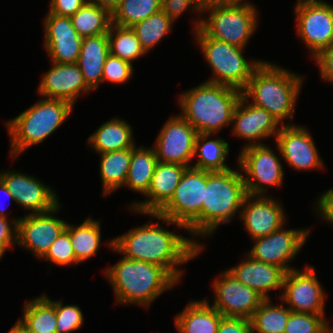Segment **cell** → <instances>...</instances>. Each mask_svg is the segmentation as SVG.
Instances as JSON below:
<instances>
[{
	"label": "cell",
	"mask_w": 333,
	"mask_h": 333,
	"mask_svg": "<svg viewBox=\"0 0 333 333\" xmlns=\"http://www.w3.org/2000/svg\"><path fill=\"white\" fill-rule=\"evenodd\" d=\"M107 244L126 259L163 267L177 282L183 274L180 266L204 249L197 239H188L152 221L114 237Z\"/></svg>",
	"instance_id": "1"
},
{
	"label": "cell",
	"mask_w": 333,
	"mask_h": 333,
	"mask_svg": "<svg viewBox=\"0 0 333 333\" xmlns=\"http://www.w3.org/2000/svg\"><path fill=\"white\" fill-rule=\"evenodd\" d=\"M304 79V75L299 76L284 67L263 61L254 70L242 95L251 98V104L265 109L282 126L292 125L283 122L294 117Z\"/></svg>",
	"instance_id": "2"
},
{
	"label": "cell",
	"mask_w": 333,
	"mask_h": 333,
	"mask_svg": "<svg viewBox=\"0 0 333 333\" xmlns=\"http://www.w3.org/2000/svg\"><path fill=\"white\" fill-rule=\"evenodd\" d=\"M104 275L118 304H138L144 308L178 283L159 265L124 257L109 266Z\"/></svg>",
	"instance_id": "3"
},
{
	"label": "cell",
	"mask_w": 333,
	"mask_h": 333,
	"mask_svg": "<svg viewBox=\"0 0 333 333\" xmlns=\"http://www.w3.org/2000/svg\"><path fill=\"white\" fill-rule=\"evenodd\" d=\"M179 97L180 115L198 133L214 135L232 124L233 112L242 91L205 81Z\"/></svg>",
	"instance_id": "4"
},
{
	"label": "cell",
	"mask_w": 333,
	"mask_h": 333,
	"mask_svg": "<svg viewBox=\"0 0 333 333\" xmlns=\"http://www.w3.org/2000/svg\"><path fill=\"white\" fill-rule=\"evenodd\" d=\"M73 108L68 101L44 98L6 121L11 138V159L48 138L69 118Z\"/></svg>",
	"instance_id": "5"
},
{
	"label": "cell",
	"mask_w": 333,
	"mask_h": 333,
	"mask_svg": "<svg viewBox=\"0 0 333 333\" xmlns=\"http://www.w3.org/2000/svg\"><path fill=\"white\" fill-rule=\"evenodd\" d=\"M206 171L202 203V237L212 236L219 225L229 223L242 209L248 195L241 170Z\"/></svg>",
	"instance_id": "6"
},
{
	"label": "cell",
	"mask_w": 333,
	"mask_h": 333,
	"mask_svg": "<svg viewBox=\"0 0 333 333\" xmlns=\"http://www.w3.org/2000/svg\"><path fill=\"white\" fill-rule=\"evenodd\" d=\"M206 187V170L188 167L175 189L173 197L158 213L145 215L175 225L192 234L202 236V203Z\"/></svg>",
	"instance_id": "7"
},
{
	"label": "cell",
	"mask_w": 333,
	"mask_h": 333,
	"mask_svg": "<svg viewBox=\"0 0 333 333\" xmlns=\"http://www.w3.org/2000/svg\"><path fill=\"white\" fill-rule=\"evenodd\" d=\"M196 43L202 51L213 76L206 82L229 86L243 91L252 77L254 70L262 60H246L242 55L245 48L230 45L211 38L200 28L195 31Z\"/></svg>",
	"instance_id": "8"
},
{
	"label": "cell",
	"mask_w": 333,
	"mask_h": 333,
	"mask_svg": "<svg viewBox=\"0 0 333 333\" xmlns=\"http://www.w3.org/2000/svg\"><path fill=\"white\" fill-rule=\"evenodd\" d=\"M208 18L194 20V31L200 28L206 35L230 45L245 48L257 30L258 11L248 1L245 4L208 7Z\"/></svg>",
	"instance_id": "9"
},
{
	"label": "cell",
	"mask_w": 333,
	"mask_h": 333,
	"mask_svg": "<svg viewBox=\"0 0 333 333\" xmlns=\"http://www.w3.org/2000/svg\"><path fill=\"white\" fill-rule=\"evenodd\" d=\"M237 162L248 195L265 196L269 186L279 188L284 182L281 160L268 145L243 147Z\"/></svg>",
	"instance_id": "10"
},
{
	"label": "cell",
	"mask_w": 333,
	"mask_h": 333,
	"mask_svg": "<svg viewBox=\"0 0 333 333\" xmlns=\"http://www.w3.org/2000/svg\"><path fill=\"white\" fill-rule=\"evenodd\" d=\"M294 7L298 36L314 59L333 45V5L323 0H298Z\"/></svg>",
	"instance_id": "11"
},
{
	"label": "cell",
	"mask_w": 333,
	"mask_h": 333,
	"mask_svg": "<svg viewBox=\"0 0 333 333\" xmlns=\"http://www.w3.org/2000/svg\"><path fill=\"white\" fill-rule=\"evenodd\" d=\"M282 288L279 298L292 312L325 315L326 294L313 266L306 265L303 271L295 268L285 273Z\"/></svg>",
	"instance_id": "12"
},
{
	"label": "cell",
	"mask_w": 333,
	"mask_h": 333,
	"mask_svg": "<svg viewBox=\"0 0 333 333\" xmlns=\"http://www.w3.org/2000/svg\"><path fill=\"white\" fill-rule=\"evenodd\" d=\"M214 301L211 306L224 317L251 320L255 311L266 300L258 292L239 282L227 270L213 281Z\"/></svg>",
	"instance_id": "13"
},
{
	"label": "cell",
	"mask_w": 333,
	"mask_h": 333,
	"mask_svg": "<svg viewBox=\"0 0 333 333\" xmlns=\"http://www.w3.org/2000/svg\"><path fill=\"white\" fill-rule=\"evenodd\" d=\"M310 229H290L283 227L273 233L253 240L254 245L247 253L254 260L281 268L285 273L295 269L289 262L298 255L306 243Z\"/></svg>",
	"instance_id": "14"
},
{
	"label": "cell",
	"mask_w": 333,
	"mask_h": 333,
	"mask_svg": "<svg viewBox=\"0 0 333 333\" xmlns=\"http://www.w3.org/2000/svg\"><path fill=\"white\" fill-rule=\"evenodd\" d=\"M198 132L181 115H174L163 125L155 140L159 162L191 167Z\"/></svg>",
	"instance_id": "15"
},
{
	"label": "cell",
	"mask_w": 333,
	"mask_h": 333,
	"mask_svg": "<svg viewBox=\"0 0 333 333\" xmlns=\"http://www.w3.org/2000/svg\"><path fill=\"white\" fill-rule=\"evenodd\" d=\"M61 208L37 214H27L18 221L17 245L41 259L52 243L66 229L67 222L53 215Z\"/></svg>",
	"instance_id": "16"
},
{
	"label": "cell",
	"mask_w": 333,
	"mask_h": 333,
	"mask_svg": "<svg viewBox=\"0 0 333 333\" xmlns=\"http://www.w3.org/2000/svg\"><path fill=\"white\" fill-rule=\"evenodd\" d=\"M275 141L279 154L293 170L323 169L324 163L316 144L304 126L281 125Z\"/></svg>",
	"instance_id": "17"
},
{
	"label": "cell",
	"mask_w": 333,
	"mask_h": 333,
	"mask_svg": "<svg viewBox=\"0 0 333 333\" xmlns=\"http://www.w3.org/2000/svg\"><path fill=\"white\" fill-rule=\"evenodd\" d=\"M0 179L14 197V202L29 214L45 213L59 205V198L50 186L22 172L0 171Z\"/></svg>",
	"instance_id": "18"
},
{
	"label": "cell",
	"mask_w": 333,
	"mask_h": 333,
	"mask_svg": "<svg viewBox=\"0 0 333 333\" xmlns=\"http://www.w3.org/2000/svg\"><path fill=\"white\" fill-rule=\"evenodd\" d=\"M280 203L269 195L245 197L239 215L245 230L253 240L265 237L283 227L287 218Z\"/></svg>",
	"instance_id": "19"
},
{
	"label": "cell",
	"mask_w": 333,
	"mask_h": 333,
	"mask_svg": "<svg viewBox=\"0 0 333 333\" xmlns=\"http://www.w3.org/2000/svg\"><path fill=\"white\" fill-rule=\"evenodd\" d=\"M44 48L52 63H77L83 38L76 32L70 17L46 13Z\"/></svg>",
	"instance_id": "20"
},
{
	"label": "cell",
	"mask_w": 333,
	"mask_h": 333,
	"mask_svg": "<svg viewBox=\"0 0 333 333\" xmlns=\"http://www.w3.org/2000/svg\"><path fill=\"white\" fill-rule=\"evenodd\" d=\"M232 123V135L249 141L244 147L262 145L259 140L276 137L281 128L269 112L249 103L243 95L234 109Z\"/></svg>",
	"instance_id": "21"
},
{
	"label": "cell",
	"mask_w": 333,
	"mask_h": 333,
	"mask_svg": "<svg viewBox=\"0 0 333 333\" xmlns=\"http://www.w3.org/2000/svg\"><path fill=\"white\" fill-rule=\"evenodd\" d=\"M38 86V94L44 98L61 99L73 106L83 93L92 90L86 85L83 74L77 63H52Z\"/></svg>",
	"instance_id": "22"
},
{
	"label": "cell",
	"mask_w": 333,
	"mask_h": 333,
	"mask_svg": "<svg viewBox=\"0 0 333 333\" xmlns=\"http://www.w3.org/2000/svg\"><path fill=\"white\" fill-rule=\"evenodd\" d=\"M188 167L176 163L156 164L148 191L144 201H133L130 203L129 211L132 209L136 213H158L173 197L174 192L184 171Z\"/></svg>",
	"instance_id": "23"
},
{
	"label": "cell",
	"mask_w": 333,
	"mask_h": 333,
	"mask_svg": "<svg viewBox=\"0 0 333 333\" xmlns=\"http://www.w3.org/2000/svg\"><path fill=\"white\" fill-rule=\"evenodd\" d=\"M227 271L266 300L271 299L270 291L279 289L282 292L285 272L277 266L256 261L248 254L241 263L228 268Z\"/></svg>",
	"instance_id": "24"
},
{
	"label": "cell",
	"mask_w": 333,
	"mask_h": 333,
	"mask_svg": "<svg viewBox=\"0 0 333 333\" xmlns=\"http://www.w3.org/2000/svg\"><path fill=\"white\" fill-rule=\"evenodd\" d=\"M109 54L107 34L83 38L77 65L91 90L97 89L102 83L103 67Z\"/></svg>",
	"instance_id": "25"
},
{
	"label": "cell",
	"mask_w": 333,
	"mask_h": 333,
	"mask_svg": "<svg viewBox=\"0 0 333 333\" xmlns=\"http://www.w3.org/2000/svg\"><path fill=\"white\" fill-rule=\"evenodd\" d=\"M223 317L207 299L192 300L175 316V327L178 333H217Z\"/></svg>",
	"instance_id": "26"
},
{
	"label": "cell",
	"mask_w": 333,
	"mask_h": 333,
	"mask_svg": "<svg viewBox=\"0 0 333 333\" xmlns=\"http://www.w3.org/2000/svg\"><path fill=\"white\" fill-rule=\"evenodd\" d=\"M90 148L99 154L133 148V130L126 120L114 117L104 122L88 138Z\"/></svg>",
	"instance_id": "27"
},
{
	"label": "cell",
	"mask_w": 333,
	"mask_h": 333,
	"mask_svg": "<svg viewBox=\"0 0 333 333\" xmlns=\"http://www.w3.org/2000/svg\"><path fill=\"white\" fill-rule=\"evenodd\" d=\"M18 321L28 333H57L56 300L44 294L27 301Z\"/></svg>",
	"instance_id": "28"
},
{
	"label": "cell",
	"mask_w": 333,
	"mask_h": 333,
	"mask_svg": "<svg viewBox=\"0 0 333 333\" xmlns=\"http://www.w3.org/2000/svg\"><path fill=\"white\" fill-rule=\"evenodd\" d=\"M212 134L198 133L195 148L194 157H196L195 163L191 167L206 170L210 172L214 171H226L231 169L225 161L229 154V144L223 138L208 139Z\"/></svg>",
	"instance_id": "29"
},
{
	"label": "cell",
	"mask_w": 333,
	"mask_h": 333,
	"mask_svg": "<svg viewBox=\"0 0 333 333\" xmlns=\"http://www.w3.org/2000/svg\"><path fill=\"white\" fill-rule=\"evenodd\" d=\"M99 155L101 157L99 171L103 186L102 191L103 195L107 196L125 185L132 157V148L105 152Z\"/></svg>",
	"instance_id": "30"
},
{
	"label": "cell",
	"mask_w": 333,
	"mask_h": 333,
	"mask_svg": "<svg viewBox=\"0 0 333 333\" xmlns=\"http://www.w3.org/2000/svg\"><path fill=\"white\" fill-rule=\"evenodd\" d=\"M157 163L154 147L146 148L135 145L132 148V157L124 186L144 195L148 191Z\"/></svg>",
	"instance_id": "31"
},
{
	"label": "cell",
	"mask_w": 333,
	"mask_h": 333,
	"mask_svg": "<svg viewBox=\"0 0 333 333\" xmlns=\"http://www.w3.org/2000/svg\"><path fill=\"white\" fill-rule=\"evenodd\" d=\"M65 230L69 233L71 246L79 263L97 254L101 245L99 220L88 217L79 226L67 223Z\"/></svg>",
	"instance_id": "32"
},
{
	"label": "cell",
	"mask_w": 333,
	"mask_h": 333,
	"mask_svg": "<svg viewBox=\"0 0 333 333\" xmlns=\"http://www.w3.org/2000/svg\"><path fill=\"white\" fill-rule=\"evenodd\" d=\"M70 18L81 38L107 34L112 24L111 12L90 2H86Z\"/></svg>",
	"instance_id": "33"
},
{
	"label": "cell",
	"mask_w": 333,
	"mask_h": 333,
	"mask_svg": "<svg viewBox=\"0 0 333 333\" xmlns=\"http://www.w3.org/2000/svg\"><path fill=\"white\" fill-rule=\"evenodd\" d=\"M282 303L279 306L265 300L251 318L252 333H284L292 311Z\"/></svg>",
	"instance_id": "34"
},
{
	"label": "cell",
	"mask_w": 333,
	"mask_h": 333,
	"mask_svg": "<svg viewBox=\"0 0 333 333\" xmlns=\"http://www.w3.org/2000/svg\"><path fill=\"white\" fill-rule=\"evenodd\" d=\"M162 10V0H121L112 14V24L133 27L148 16Z\"/></svg>",
	"instance_id": "35"
},
{
	"label": "cell",
	"mask_w": 333,
	"mask_h": 333,
	"mask_svg": "<svg viewBox=\"0 0 333 333\" xmlns=\"http://www.w3.org/2000/svg\"><path fill=\"white\" fill-rule=\"evenodd\" d=\"M110 54L132 64V61L146 55L140 41L131 27L111 24L107 33Z\"/></svg>",
	"instance_id": "36"
},
{
	"label": "cell",
	"mask_w": 333,
	"mask_h": 333,
	"mask_svg": "<svg viewBox=\"0 0 333 333\" xmlns=\"http://www.w3.org/2000/svg\"><path fill=\"white\" fill-rule=\"evenodd\" d=\"M173 21L161 10L131 27L146 53L150 52L172 29Z\"/></svg>",
	"instance_id": "37"
},
{
	"label": "cell",
	"mask_w": 333,
	"mask_h": 333,
	"mask_svg": "<svg viewBox=\"0 0 333 333\" xmlns=\"http://www.w3.org/2000/svg\"><path fill=\"white\" fill-rule=\"evenodd\" d=\"M325 315L291 312L284 333H327Z\"/></svg>",
	"instance_id": "38"
},
{
	"label": "cell",
	"mask_w": 333,
	"mask_h": 333,
	"mask_svg": "<svg viewBox=\"0 0 333 333\" xmlns=\"http://www.w3.org/2000/svg\"><path fill=\"white\" fill-rule=\"evenodd\" d=\"M42 259H46V261L51 262V264H56L57 266H67L70 264L77 266L79 264L71 246L69 233L66 230L52 243Z\"/></svg>",
	"instance_id": "39"
},
{
	"label": "cell",
	"mask_w": 333,
	"mask_h": 333,
	"mask_svg": "<svg viewBox=\"0 0 333 333\" xmlns=\"http://www.w3.org/2000/svg\"><path fill=\"white\" fill-rule=\"evenodd\" d=\"M57 333H70L82 327L84 317L82 310L77 305H63L61 300H56Z\"/></svg>",
	"instance_id": "40"
},
{
	"label": "cell",
	"mask_w": 333,
	"mask_h": 333,
	"mask_svg": "<svg viewBox=\"0 0 333 333\" xmlns=\"http://www.w3.org/2000/svg\"><path fill=\"white\" fill-rule=\"evenodd\" d=\"M133 72L131 63L109 54L103 67L102 82L123 84L132 78Z\"/></svg>",
	"instance_id": "41"
},
{
	"label": "cell",
	"mask_w": 333,
	"mask_h": 333,
	"mask_svg": "<svg viewBox=\"0 0 333 333\" xmlns=\"http://www.w3.org/2000/svg\"><path fill=\"white\" fill-rule=\"evenodd\" d=\"M188 9L199 14L203 13V0H162V11L173 22Z\"/></svg>",
	"instance_id": "42"
},
{
	"label": "cell",
	"mask_w": 333,
	"mask_h": 333,
	"mask_svg": "<svg viewBox=\"0 0 333 333\" xmlns=\"http://www.w3.org/2000/svg\"><path fill=\"white\" fill-rule=\"evenodd\" d=\"M217 333H252L251 320L245 318L223 317Z\"/></svg>",
	"instance_id": "43"
},
{
	"label": "cell",
	"mask_w": 333,
	"mask_h": 333,
	"mask_svg": "<svg viewBox=\"0 0 333 333\" xmlns=\"http://www.w3.org/2000/svg\"><path fill=\"white\" fill-rule=\"evenodd\" d=\"M87 0H51L48 13L58 16L71 17Z\"/></svg>",
	"instance_id": "44"
},
{
	"label": "cell",
	"mask_w": 333,
	"mask_h": 333,
	"mask_svg": "<svg viewBox=\"0 0 333 333\" xmlns=\"http://www.w3.org/2000/svg\"><path fill=\"white\" fill-rule=\"evenodd\" d=\"M21 217L9 218L0 217V244H4L8 249L17 245L18 221ZM11 223V224H10Z\"/></svg>",
	"instance_id": "45"
},
{
	"label": "cell",
	"mask_w": 333,
	"mask_h": 333,
	"mask_svg": "<svg viewBox=\"0 0 333 333\" xmlns=\"http://www.w3.org/2000/svg\"><path fill=\"white\" fill-rule=\"evenodd\" d=\"M315 204L317 207L316 215L320 216L324 221L333 224V188L322 193Z\"/></svg>",
	"instance_id": "46"
},
{
	"label": "cell",
	"mask_w": 333,
	"mask_h": 333,
	"mask_svg": "<svg viewBox=\"0 0 333 333\" xmlns=\"http://www.w3.org/2000/svg\"><path fill=\"white\" fill-rule=\"evenodd\" d=\"M314 61L317 62L322 79L333 83V45L323 50Z\"/></svg>",
	"instance_id": "47"
},
{
	"label": "cell",
	"mask_w": 333,
	"mask_h": 333,
	"mask_svg": "<svg viewBox=\"0 0 333 333\" xmlns=\"http://www.w3.org/2000/svg\"><path fill=\"white\" fill-rule=\"evenodd\" d=\"M248 3L247 0H203L204 9L215 6H229Z\"/></svg>",
	"instance_id": "48"
},
{
	"label": "cell",
	"mask_w": 333,
	"mask_h": 333,
	"mask_svg": "<svg viewBox=\"0 0 333 333\" xmlns=\"http://www.w3.org/2000/svg\"><path fill=\"white\" fill-rule=\"evenodd\" d=\"M120 1L121 0H87V2L108 9L111 13L119 5Z\"/></svg>",
	"instance_id": "49"
},
{
	"label": "cell",
	"mask_w": 333,
	"mask_h": 333,
	"mask_svg": "<svg viewBox=\"0 0 333 333\" xmlns=\"http://www.w3.org/2000/svg\"><path fill=\"white\" fill-rule=\"evenodd\" d=\"M0 192L4 193L7 198H9L11 201H14V197L12 193L8 190L6 185L3 183V181L0 179ZM1 194V193H0ZM7 213L5 212V209L1 207V202H0V217L8 218Z\"/></svg>",
	"instance_id": "50"
},
{
	"label": "cell",
	"mask_w": 333,
	"mask_h": 333,
	"mask_svg": "<svg viewBox=\"0 0 333 333\" xmlns=\"http://www.w3.org/2000/svg\"><path fill=\"white\" fill-rule=\"evenodd\" d=\"M8 333H28V332L17 320V322L14 324V326H12V328L8 331Z\"/></svg>",
	"instance_id": "51"
},
{
	"label": "cell",
	"mask_w": 333,
	"mask_h": 333,
	"mask_svg": "<svg viewBox=\"0 0 333 333\" xmlns=\"http://www.w3.org/2000/svg\"><path fill=\"white\" fill-rule=\"evenodd\" d=\"M7 249L8 248L4 244H0V260H1L2 256H4Z\"/></svg>",
	"instance_id": "52"
},
{
	"label": "cell",
	"mask_w": 333,
	"mask_h": 333,
	"mask_svg": "<svg viewBox=\"0 0 333 333\" xmlns=\"http://www.w3.org/2000/svg\"><path fill=\"white\" fill-rule=\"evenodd\" d=\"M327 333H333V325H332V327H331V326L328 324Z\"/></svg>",
	"instance_id": "53"
}]
</instances>
